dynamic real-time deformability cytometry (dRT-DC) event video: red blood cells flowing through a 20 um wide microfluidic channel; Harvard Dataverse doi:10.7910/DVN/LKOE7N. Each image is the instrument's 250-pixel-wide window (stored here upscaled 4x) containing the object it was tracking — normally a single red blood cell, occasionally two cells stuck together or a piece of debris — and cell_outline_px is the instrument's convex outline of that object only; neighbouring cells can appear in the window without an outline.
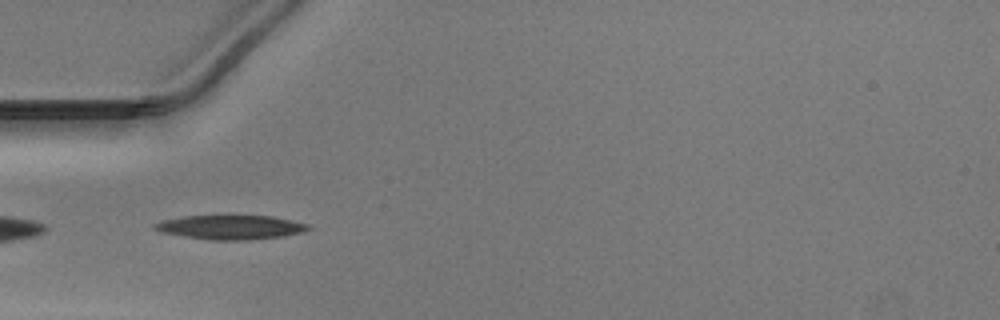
{"species": "Egyptian fruit bat (a non-hibernating species)", "species_latin": "Rousettus aegyptiacus", "temperature_condition": "warm", "stored_images_in_passage": 36, "camera_frame_rate_fps": 3000, "um_per_image_px": 0.085, "animal": {"sex": "male"}, "frame": {"image": 1, "passage_image": 1, "time_ms": 0.0, "image_size_px": [1000, 320], "cell_outline_px": [[312, 228], [304, 232], [284, 236], [252, 240], [212, 240], [184, 236], [160, 232], [152, 228], [152, 224], [164, 220], [184, 216], [272, 216], [292, 220], [308, 224]], "centroid_in_image_um": [19.63, 19.32], "position_along_channel_um": 65.4, "area_um2": 21.73}}
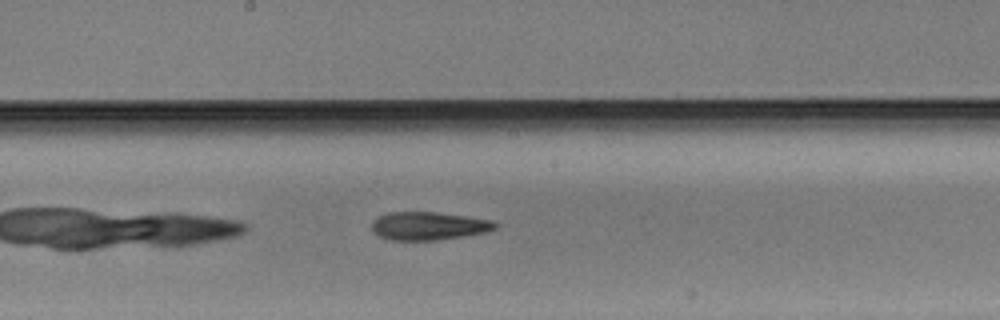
{"frame": {"image": 2, "passage_image": 12, "time_ms": 3.667, "image_size_px": [1000, 320], "cell_outline_px": [[500, 224], [496, 228], [488, 232], [464, 236], [436, 240], [392, 240], [380, 236], [372, 232], [372, 220], [388, 212], [436, 212], [492, 220]], "centroid_in_image_um": [36.45, 19.2], "position_along_channel_um": 211.8, "area_um2": 20.29}}
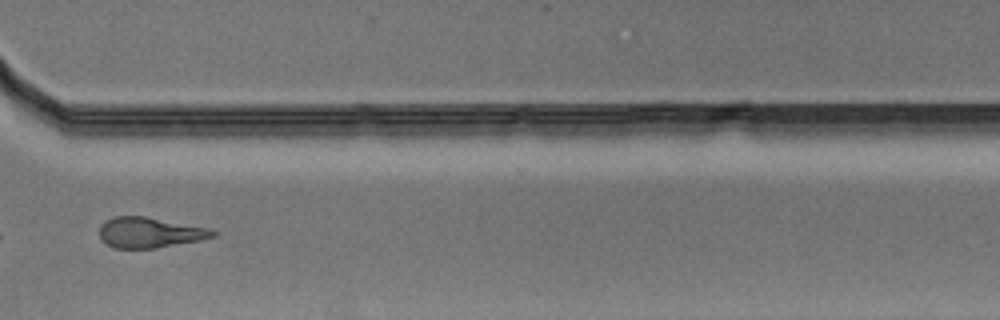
{"frame": {"image": 3, "passage_image": 23, "time_ms": 7.333, "image_size_px": [1000, 320], "cell_outline_px": [[220, 232], [216, 236], [200, 240], [156, 248], [112, 248], [104, 244], [100, 240], [100, 224], [104, 220], [116, 216], [144, 216], [212, 228]], "centroid_in_image_um": [12.74, 19.76], "position_along_channel_um": 357.9, "area_um2": 20.52}}